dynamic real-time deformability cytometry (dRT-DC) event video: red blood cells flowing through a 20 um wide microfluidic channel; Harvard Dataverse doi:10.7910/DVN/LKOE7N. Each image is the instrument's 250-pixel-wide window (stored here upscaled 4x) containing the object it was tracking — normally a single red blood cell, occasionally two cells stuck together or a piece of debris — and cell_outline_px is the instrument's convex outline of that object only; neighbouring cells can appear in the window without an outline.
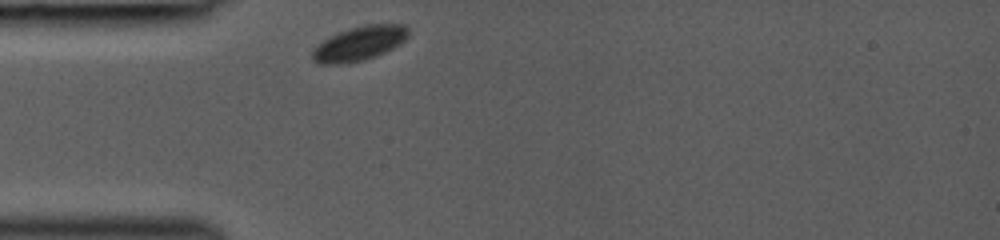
{"species": "common noctule bat (a hibernating species)", "species_latin": "Nyctalus noctula", "temperature_condition": "room temperature", "stored_images_in_passage": 28, "camera_frame_rate_fps": 3000, "um_per_image_px": 0.085, "animal": {"sex": "female", "body_mass_g": 19.0, "forearm_length_mm": 53.3}, "frame": {"image": 1, "passage_image": 1, "time_ms": 0.0, "image_size_px": [1000, 240], "cell_outline_px": [[408, 32], [404, 40], [400, 44], [376, 56], [364, 60], [344, 64], [320, 64], [312, 60], [312, 52], [324, 40], [348, 28], [368, 24], [404, 24], [408, 28]], "centroid_in_image_um": [30.56, 3.7], "position_along_channel_um": 54.4, "area_um2": 18.96}}
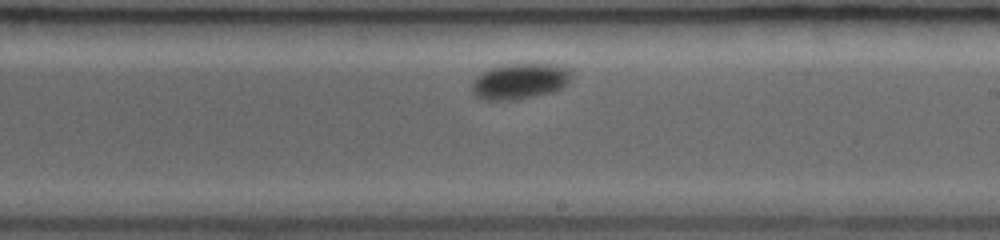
{"frame": {"image": 2, "passage_image": 16, "time_ms": 5.0, "image_size_px": [1000, 240], "cell_outline_px": [[572, 76], [560, 88], [552, 92], [516, 100], [484, 100], [476, 96], [472, 92], [472, 80], [476, 76], [492, 68], [512, 64], [552, 64], [564, 68]], "centroid_in_image_um": [44.12, 6.93], "position_along_channel_um": 244.9, "area_um2": 20.29}}
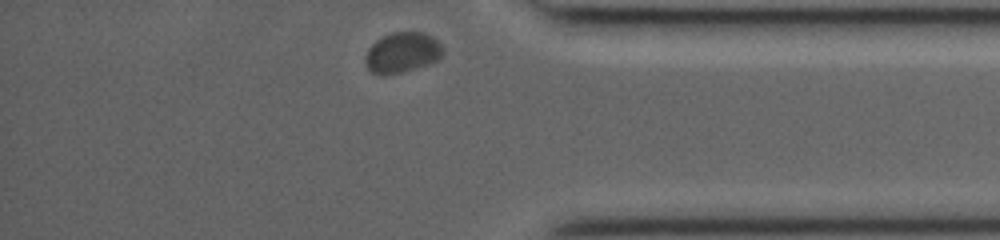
{"frame": {"image": 3, "passage_image": 28, "time_ms": 9.0, "image_size_px": [1000, 240], "cell_outline_px": [[444, 52], [436, 60], [400, 72], [372, 72], [368, 68], [364, 60], [364, 56], [368, 48], [376, 40], [392, 32], [424, 32], [432, 36], [444, 48]], "centroid_in_image_um": [34.18, 4.41], "position_along_channel_um": 401.0, "area_um2": 17.63}}